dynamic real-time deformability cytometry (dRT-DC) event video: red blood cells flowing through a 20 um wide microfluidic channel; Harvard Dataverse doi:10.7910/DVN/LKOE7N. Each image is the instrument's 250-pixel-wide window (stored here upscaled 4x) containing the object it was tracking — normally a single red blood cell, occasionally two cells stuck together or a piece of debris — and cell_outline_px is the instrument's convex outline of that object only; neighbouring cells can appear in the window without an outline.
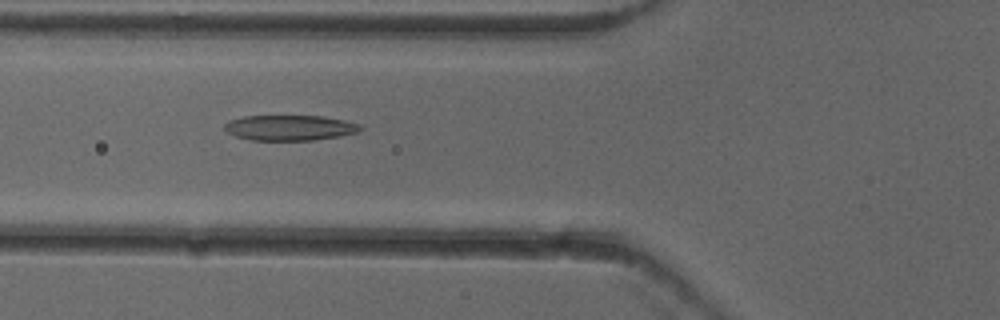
{"species": "common noctule bat (a hibernating species)", "species_latin": "Nyctalus noctula", "temperature_condition": "cold", "stored_images_in_passage": 35, "camera_frame_rate_fps": 3000, "um_per_image_px": 0.085, "animal": {"sex": "female"}, "frame": {"image": 1, "passage_image": 3, "time_ms": 0.667, "image_size_px": [1000, 320], "cell_outline_px": [[364, 128], [360, 132], [340, 136], [312, 140], [252, 140], [236, 136], [228, 132], [224, 128], [224, 124], [228, 120], [244, 116], [324, 116], [344, 120], [360, 124]], "centroid_in_image_um": [24.66, 10.85], "position_along_channel_um": 101.1, "area_um2": 20.17}}
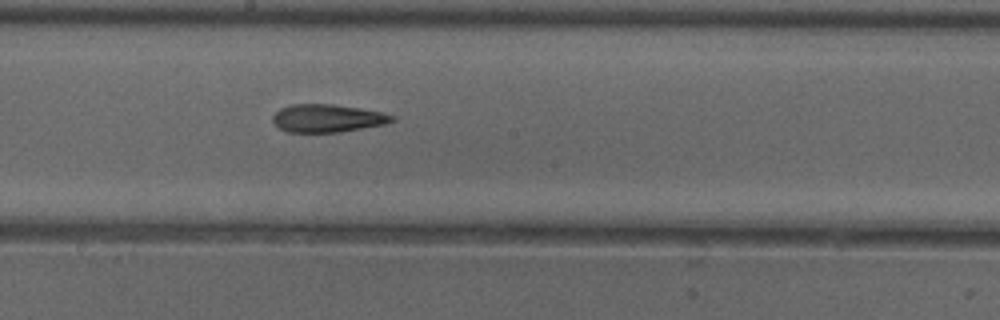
{"frame": {"image": 2, "passage_image": 12, "time_ms": 3.667, "image_size_px": [1000, 320], "cell_outline_px": [[396, 120], [384, 124], [340, 132], [288, 132], [280, 128], [272, 120], [272, 116], [280, 108], [288, 104], [332, 104], [360, 108], [384, 112], [396, 116]], "centroid_in_image_um": [27.85, 10.04], "position_along_channel_um": 220.4, "area_um2": 19.48}}
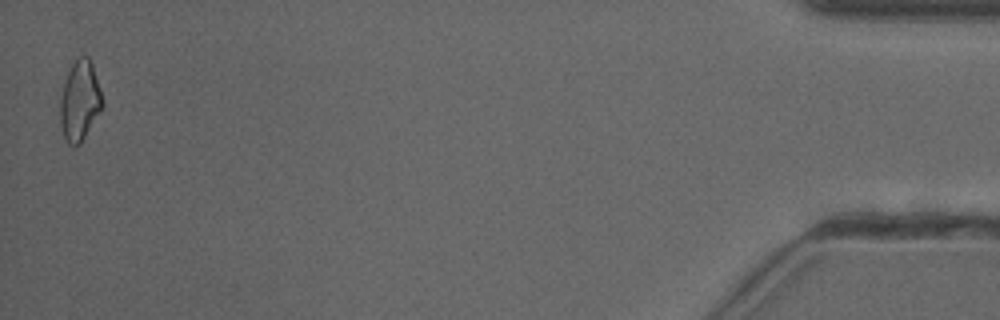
{"frame": {"image": 3, "passage_image": 35, "time_ms": 11.333, "image_size_px": [1000, 320], "cell_outline_px": [[104, 108], [80, 144], [68, 144], [64, 136], [60, 124], [60, 96], [68, 72], [72, 64], [80, 56], [88, 56], [92, 64], [104, 100]], "centroid_in_image_um": [6.81, 8.59], "position_along_channel_um": 428.4, "area_um2": 19.77}}